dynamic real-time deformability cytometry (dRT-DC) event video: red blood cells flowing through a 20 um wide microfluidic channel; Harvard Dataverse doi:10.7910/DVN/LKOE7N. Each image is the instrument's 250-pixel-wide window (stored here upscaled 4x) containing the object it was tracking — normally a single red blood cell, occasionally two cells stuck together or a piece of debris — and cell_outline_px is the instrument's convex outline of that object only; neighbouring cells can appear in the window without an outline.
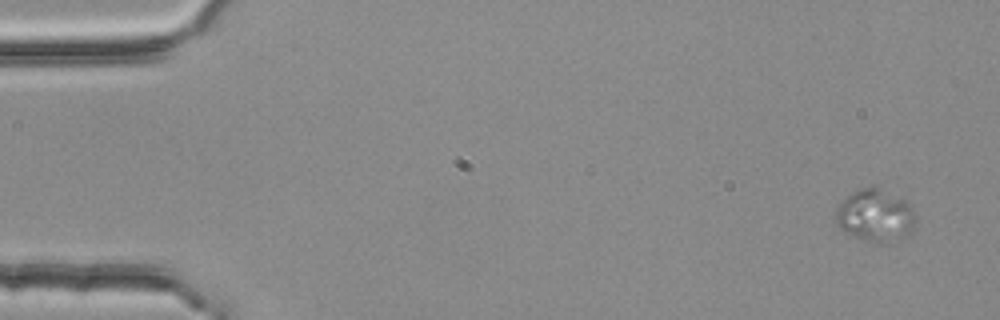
{"species": "common noctule bat (a hibernating species)", "species_latin": "Nyctalus noctula", "temperature_condition": "room temperature", "stored_images_in_passage": 4, "camera_frame_rate_fps": 3000, "um_per_image_px": 0.085, "animal": {"sex": "female", "body_mass_g": 25.1}, "frame": {"image": 1, "passage_image": 1, "time_ms": 0.0, "image_size_px": [1000, 320], "cell_outline_px": [[916, 224], [912, 232], [908, 236], [872, 244], [840, 228], [836, 224], [836, 208], [840, 200], [844, 196], [860, 188], [876, 184], [908, 200], [916, 216]], "centroid_in_image_um": [74.43, 18.25], "position_along_channel_um": 10.6, "area_um2": 25.14}}
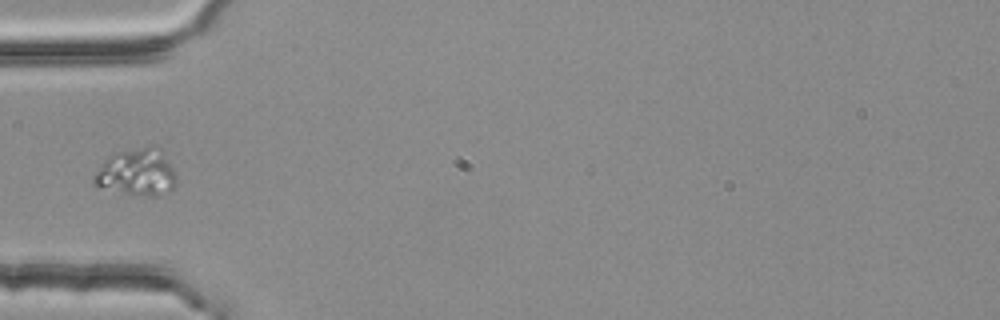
{"frame": {"image": 2, "passage_image": 4, "time_ms": 1.0, "image_size_px": [1000, 320], "cell_outline_px": [[176, 184], [172, 192], [156, 196], [148, 196], [124, 192], [92, 184], [92, 176], [104, 160], [108, 156], [116, 152], [144, 148], [160, 148], [164, 152], [176, 176]], "centroid_in_image_um": [11.64, 14.67], "position_along_channel_um": 73.4, "area_um2": 22.25}}